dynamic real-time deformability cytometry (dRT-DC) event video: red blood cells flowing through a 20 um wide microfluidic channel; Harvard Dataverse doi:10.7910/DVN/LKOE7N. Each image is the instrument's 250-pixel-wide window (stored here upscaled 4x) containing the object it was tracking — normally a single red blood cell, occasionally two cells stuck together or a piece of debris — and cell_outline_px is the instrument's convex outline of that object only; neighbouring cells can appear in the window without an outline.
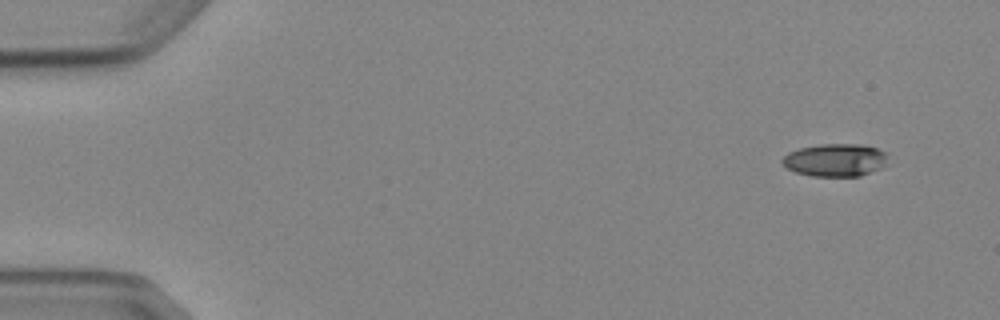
{"species": "Egyptian fruit bat (a non-hibernating species)", "species_latin": "Rousettus aegyptiacus", "temperature_condition": "cold", "stored_images_in_passage": 8, "camera_frame_rate_fps": 3000, "um_per_image_px": 0.085, "animal": {"sex": "female"}, "frame": {"image": 1, "passage_image": 1, "time_ms": 0.0, "image_size_px": [1000, 320], "cell_outline_px": [[888, 156], [884, 164], [880, 168], [860, 176], [812, 176], [796, 172], [788, 168], [780, 160], [788, 152], [800, 148], [820, 144], [860, 144], [876, 148], [888, 152]], "centroid_in_image_um": [71.0, 13.59], "position_along_channel_um": 14.0, "area_um2": 20.11}}
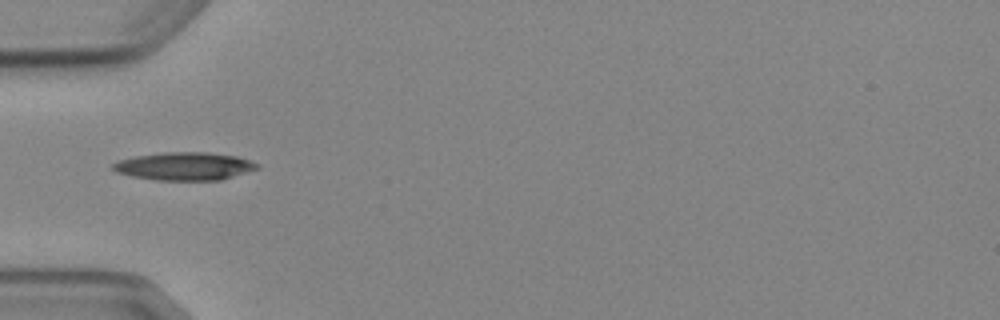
{"frame": {"image": 2, "passage_image": 5, "time_ms": 4.667, "image_size_px": [1000, 320], "cell_outline_px": [[260, 168], [220, 180], [156, 180], [132, 176], [116, 172], [112, 168], [112, 164], [120, 160], [136, 156], [164, 152], [208, 152], [236, 156], [252, 160], [260, 164]], "centroid_in_image_um": [15.72, 14.12], "position_along_channel_um": 69.3, "area_um2": 23.52}}
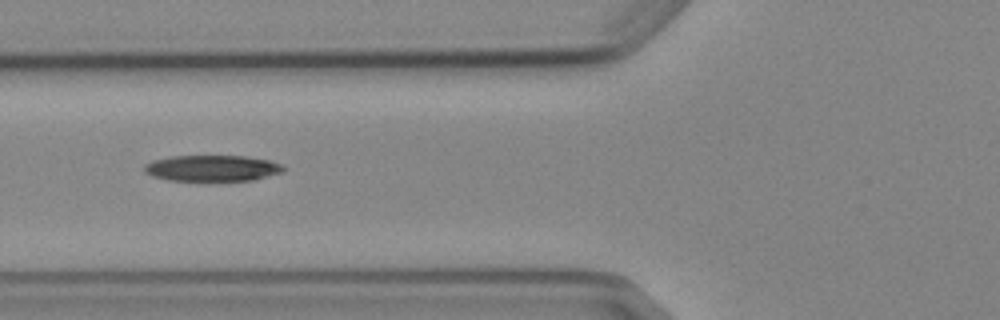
{"frame": {"image": 3, "passage_image": 6, "time_ms": 5.667, "image_size_px": [1000, 320], "cell_outline_px": [[284, 172], [252, 180], [168, 180], [152, 176], [144, 172], [144, 164], [152, 160], [168, 156], [244, 156], [268, 160], [280, 164], [284, 168]], "centroid_in_image_um": [17.99, 14.29], "position_along_channel_um": 107.8, "area_um2": 21.04}}